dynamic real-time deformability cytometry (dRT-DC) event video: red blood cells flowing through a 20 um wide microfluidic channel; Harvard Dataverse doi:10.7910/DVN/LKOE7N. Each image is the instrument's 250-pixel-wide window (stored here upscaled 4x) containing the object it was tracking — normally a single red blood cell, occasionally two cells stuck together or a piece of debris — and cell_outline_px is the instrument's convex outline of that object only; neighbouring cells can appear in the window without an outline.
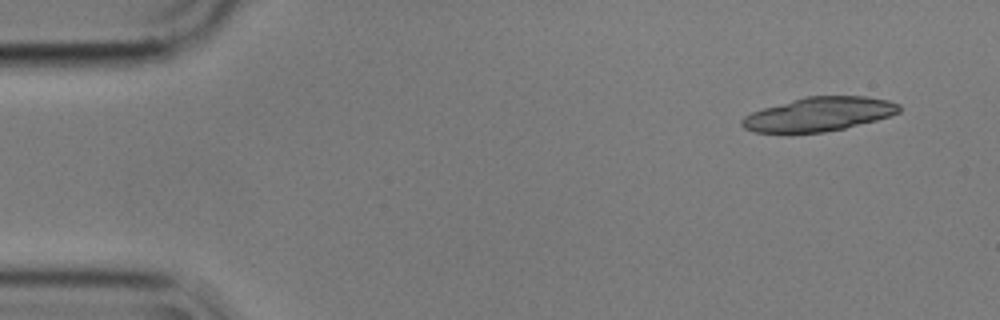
{"species": "common noctule bat (a hibernating species)", "species_latin": "Nyctalus noctula", "temperature_condition": "cold", "stored_images_in_passage": 17, "camera_frame_rate_fps": 3000, "um_per_image_px": 0.085, "animal": {"sex": "male", "body_mass_g": 17.9}, "frame": {"image": 1, "passage_image": 1, "time_ms": 0.0, "image_size_px": [1000, 320], "cell_outline_px": [[900, 112], [876, 120], [844, 128], [824, 132], [788, 136], [756, 132], [744, 128], [740, 124], [740, 120], [744, 116], [752, 112], [764, 108], [808, 96], [864, 96], [888, 100], [900, 104]], "centroid_in_image_um": [69.54, 9.75], "position_along_channel_um": 15.5, "area_um2": 31.67}}